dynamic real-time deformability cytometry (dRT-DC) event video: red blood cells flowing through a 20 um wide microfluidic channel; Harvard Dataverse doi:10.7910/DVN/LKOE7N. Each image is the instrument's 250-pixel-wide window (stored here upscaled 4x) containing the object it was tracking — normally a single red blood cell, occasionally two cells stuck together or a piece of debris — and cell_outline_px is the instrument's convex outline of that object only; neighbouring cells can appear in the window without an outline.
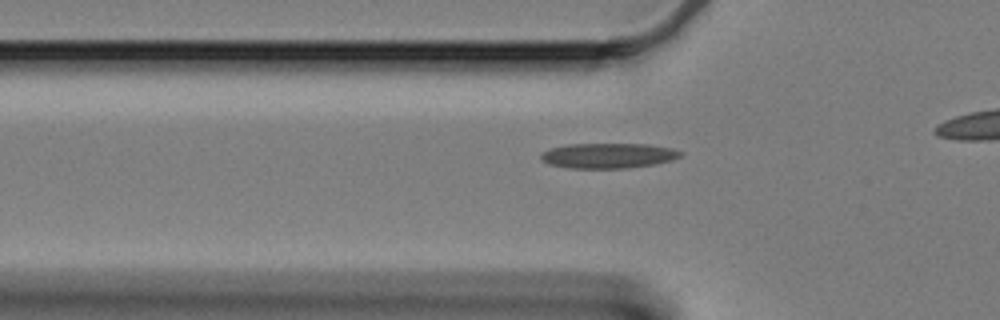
{"species": "Egyptian fruit bat (a non-hibernating species)", "species_latin": "Rousettus aegyptiacus", "temperature_condition": "cold", "stored_images_in_passage": 32, "camera_frame_rate_fps": 3000, "um_per_image_px": 0.085, "animal": {"sex": "female"}, "frame": {"image": 1, "passage_image": 3, "time_ms": 0.667, "image_size_px": [1000, 320], "cell_outline_px": [[684, 152], [680, 156], [672, 160], [652, 164], [628, 168], [568, 168], [548, 164], [540, 160], [540, 152], [548, 148], [568, 144], [648, 144], [672, 148]], "centroid_in_image_um": [51.64, 13.22], "position_along_channel_um": 74.2, "area_um2": 20.63}}
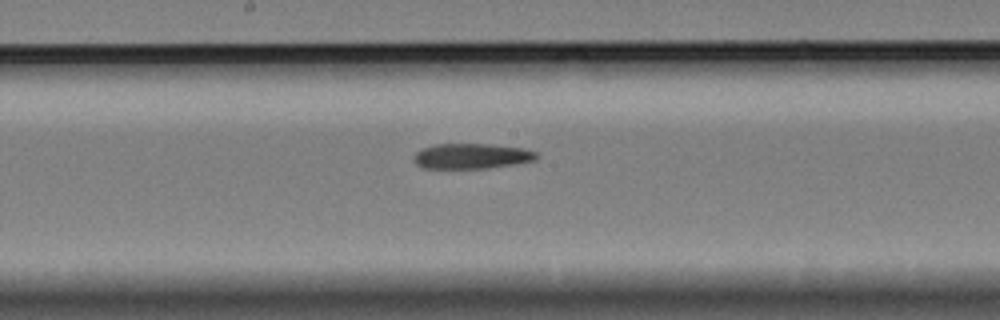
{"frame": {"image": 2, "passage_image": 15, "time_ms": 4.667, "image_size_px": [1000, 320], "cell_outline_px": [[540, 156], [536, 160], [516, 164], [488, 168], [420, 168], [412, 160], [412, 156], [420, 148], [436, 144], [488, 144], [524, 148], [536, 152]], "centroid_in_image_um": [40.06, 13.27], "position_along_channel_um": 208.1, "area_um2": 18.38}}
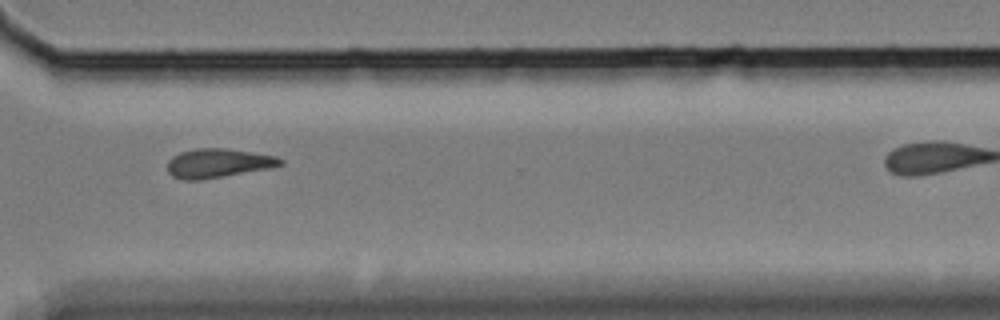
{"frame": {"image": 3, "passage_image": 28, "time_ms": 9.0, "image_size_px": [1000, 320], "cell_outline_px": [[284, 164], [272, 168], [200, 180], [184, 180], [172, 176], [168, 172], [168, 160], [172, 156], [180, 152], [196, 148], [224, 148], [276, 156], [284, 160]], "centroid_in_image_um": [18.54, 13.87], "position_along_channel_um": 352.1, "area_um2": 19.19}}